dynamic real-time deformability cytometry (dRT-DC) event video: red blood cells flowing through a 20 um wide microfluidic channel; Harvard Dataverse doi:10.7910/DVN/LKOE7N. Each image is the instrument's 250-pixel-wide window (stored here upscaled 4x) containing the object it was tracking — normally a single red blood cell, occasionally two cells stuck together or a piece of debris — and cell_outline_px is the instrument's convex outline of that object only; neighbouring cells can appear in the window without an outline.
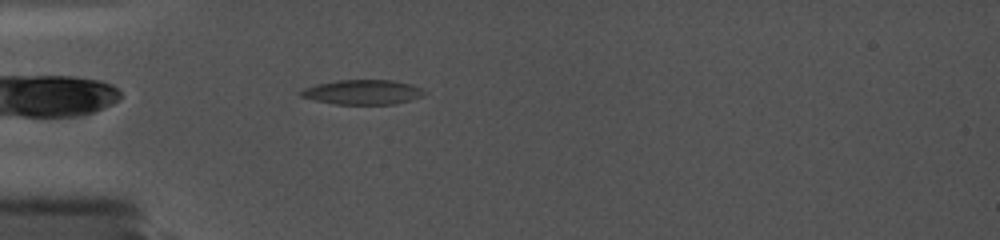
{"species": "common noctule bat (a hibernating species)", "species_latin": "Nyctalus noctula", "temperature_condition": "cold", "stored_images_in_passage": 18, "camera_frame_rate_fps": 5000, "um_per_image_px": 0.085, "animal": {"sex": "female", "body_mass_g": 19.0, "forearm_length_mm": 56.7}, "frame": {"image": 1, "passage_image": 3, "time_ms": 0.8, "image_size_px": [1000, 240], "cell_outline_px": [[428, 92], [424, 96], [412, 100], [396, 104], [336, 104], [316, 100], [300, 96], [296, 92], [304, 88], [316, 84], [336, 80], [392, 80], [412, 84], [424, 88]], "centroid_in_image_um": [30.88, 7.83], "position_along_channel_um": 54.1, "area_um2": 18.09}}
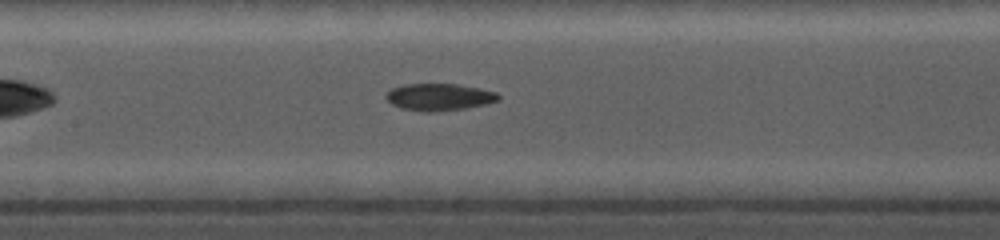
{"frame": {"image": 2, "passage_image": 11, "time_ms": 4.2, "image_size_px": [1000, 240], "cell_outline_px": [[500, 100], [484, 104], [464, 108], [432, 112], [424, 112], [400, 108], [392, 104], [384, 96], [392, 88], [408, 84], [456, 84], [496, 92], [500, 96]], "centroid_in_image_um": [37.31, 8.25], "position_along_channel_um": 170.1, "area_um2": 17.46}}
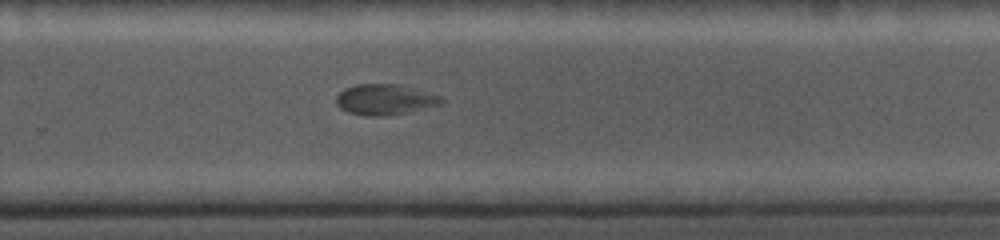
{"frame": {"image": 3, "passage_image": 18, "time_ms": 7.6, "image_size_px": [1000, 240], "cell_outline_px": [[444, 100], [440, 104], [408, 112], [380, 116], [364, 116], [348, 112], [340, 108], [336, 104], [336, 96], [344, 88], [356, 84], [396, 84], [412, 88], [440, 96]], "centroid_in_image_um": [32.65, 8.46], "position_along_channel_um": 297.1, "area_um2": 18.55}}